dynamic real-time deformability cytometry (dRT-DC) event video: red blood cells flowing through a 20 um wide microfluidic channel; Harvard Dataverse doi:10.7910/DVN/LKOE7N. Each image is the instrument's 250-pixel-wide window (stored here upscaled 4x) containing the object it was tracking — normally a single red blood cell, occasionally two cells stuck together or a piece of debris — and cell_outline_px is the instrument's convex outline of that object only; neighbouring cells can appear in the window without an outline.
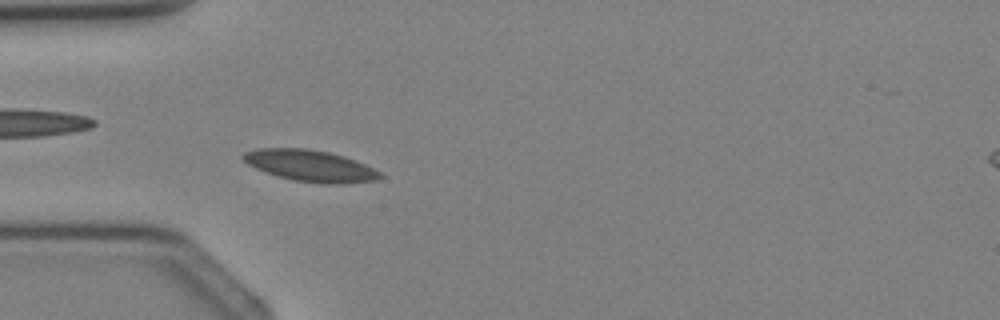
{"species": "Egyptian fruit bat (a non-hibernating species)", "species_latin": "Rousettus aegyptiacus", "temperature_condition": "cold", "stored_images_in_passage": 4, "camera_frame_rate_fps": 3000, "um_per_image_px": 0.085, "animal": {"sex": "female"}, "frame": {"image": 1, "passage_image": 4, "time_ms": 3.333, "image_size_px": [1000, 320], "cell_outline_px": [[384, 176], [376, 180], [336, 184], [324, 184], [292, 180], [256, 168], [248, 164], [240, 156], [244, 152], [256, 148], [308, 148], [328, 152], [344, 156], [356, 160], [380, 172]], "centroid_in_image_um": [26.37, 14.08], "position_along_channel_um": 58.6, "area_um2": 24.97}}